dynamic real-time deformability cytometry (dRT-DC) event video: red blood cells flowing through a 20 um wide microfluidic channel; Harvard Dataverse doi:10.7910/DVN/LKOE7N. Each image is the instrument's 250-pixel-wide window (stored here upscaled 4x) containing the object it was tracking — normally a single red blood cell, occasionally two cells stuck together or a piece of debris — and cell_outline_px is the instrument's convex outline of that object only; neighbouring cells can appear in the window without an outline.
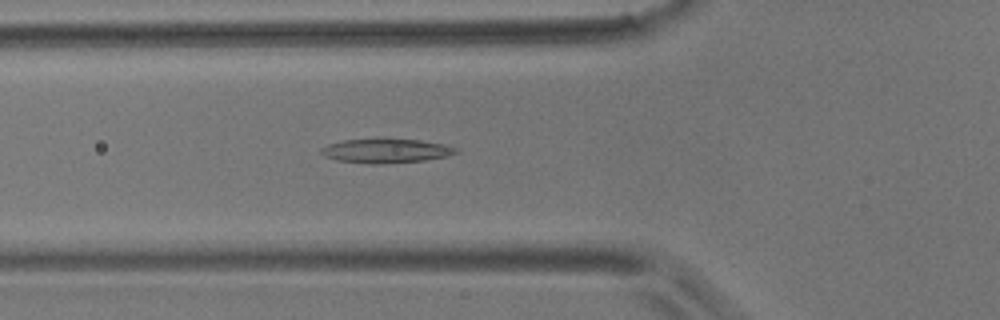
{"species": "common noctule bat (a hibernating species)", "species_latin": "Nyctalus noctula", "temperature_condition": "room temperature", "stored_images_in_passage": 41, "camera_frame_rate_fps": 3000, "um_per_image_px": 0.085, "animal": {"sex": "male", "body_mass_g": 17.9}, "frame": {"image": 1, "passage_image": 16, "time_ms": 5.0, "image_size_px": [1000, 320], "cell_outline_px": [[460, 152], [448, 156], [424, 160], [380, 164], [368, 164], [336, 160], [324, 156], [320, 152], [320, 148], [328, 144], [344, 140], [380, 136], [384, 136], [420, 140], [444, 144], [460, 148]], "centroid_in_image_um": [32.82, 12.78], "position_along_channel_um": 93.0, "area_um2": 20.0}}
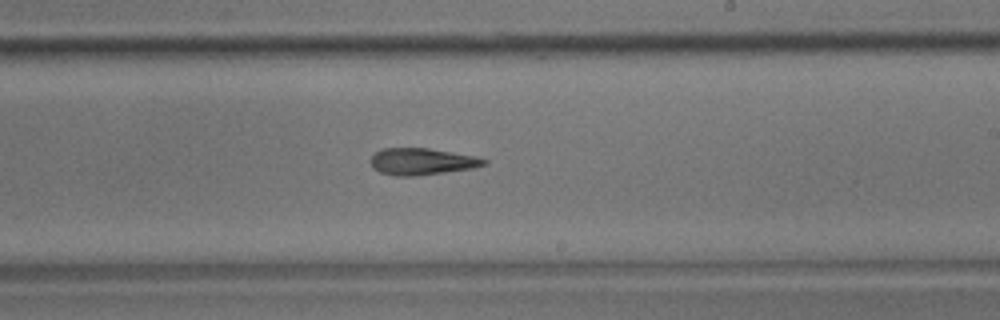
{"frame": {"image": 2, "passage_image": 29, "time_ms": 9.333, "image_size_px": [1000, 320], "cell_outline_px": [[488, 164], [472, 168], [416, 176], [396, 176], [380, 172], [372, 168], [372, 156], [376, 152], [384, 148], [428, 148], [476, 156], [488, 160]], "centroid_in_image_um": [35.88, 13.73], "position_along_channel_um": 253.1, "area_um2": 17.57}}
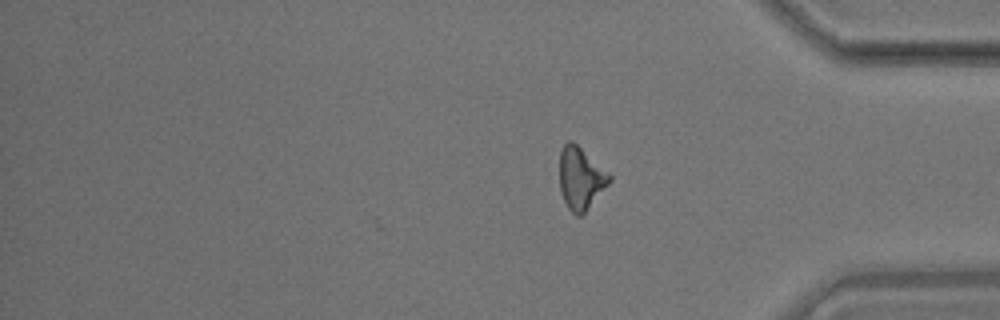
{"frame": {"image": 3, "passage_image": 41, "time_ms": 13.333, "image_size_px": [1000, 320], "cell_outline_px": [[612, 180], [584, 212], [580, 216], [576, 216], [568, 208], [564, 200], [560, 188], [560, 152], [564, 144], [568, 140], [572, 140], [608, 172], [612, 176]], "centroid_in_image_um": [49.35, 15.14], "position_along_channel_um": 385.8, "area_um2": 17.8}, "authors_computed_cell_mechanics": {"area_um2": 18.2648, "velocity_mm_per_s": 3.6827, "shape_relaxation_time_tau1_ms": null, "shape_relaxation_time_tau2_ms": 8.0813, "deformation_change_tau1": null, "deformation_change_tau2": 0.2068}}